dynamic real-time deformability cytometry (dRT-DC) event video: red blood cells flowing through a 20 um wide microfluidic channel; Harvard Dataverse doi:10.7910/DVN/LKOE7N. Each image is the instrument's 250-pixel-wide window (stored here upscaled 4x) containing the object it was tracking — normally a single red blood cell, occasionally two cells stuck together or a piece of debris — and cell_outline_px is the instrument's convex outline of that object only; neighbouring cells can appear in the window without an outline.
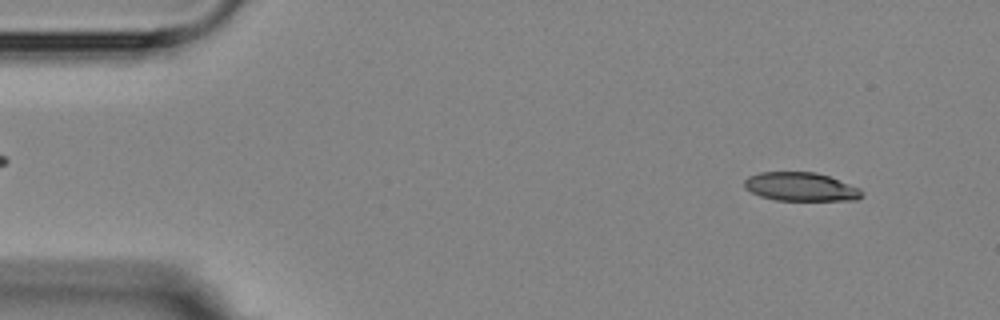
{"species": "Egyptian fruit bat (a non-hibernating species)", "species_latin": "Rousettus aegyptiacus", "temperature_condition": "room temperature", "stored_images_in_passage": 4, "segment_of_instrument_passage": [2, 2], "camera_frame_rate_fps": 3000, "um_per_image_px": 0.085, "animal": {"sex": "female"}, "frame": {"image": 1, "passage_image": 4, "time_ms": 4.0, "image_size_px": [1000, 320], "cell_outline_px": [[864, 196], [856, 200], [776, 200], [760, 196], [744, 188], [744, 180], [748, 176], [760, 172], [816, 172], [828, 176], [860, 188], [864, 192]], "centroid_in_image_um": [68.07, 15.87], "position_along_channel_um": 16.9, "area_um2": 19.65}}